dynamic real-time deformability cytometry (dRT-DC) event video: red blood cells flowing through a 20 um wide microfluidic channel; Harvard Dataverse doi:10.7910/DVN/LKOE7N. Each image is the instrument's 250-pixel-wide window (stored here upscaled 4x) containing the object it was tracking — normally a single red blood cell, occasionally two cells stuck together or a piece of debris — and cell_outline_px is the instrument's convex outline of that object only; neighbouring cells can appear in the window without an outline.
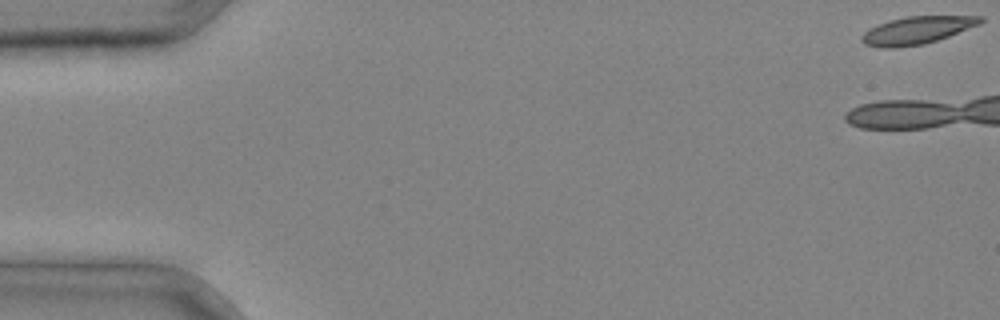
{"species": "common noctule bat (a hibernating species)", "species_latin": "Nyctalus noctula", "temperature_condition": "cold", "stored_images_in_passage": 4, "camera_frame_rate_fps": 3000, "um_per_image_px": 0.085, "animal": {"sex": "male", "body_mass_g": 20.4}, "frame": {"image": 1, "passage_image": 1, "time_ms": 0.0, "image_size_px": [1000, 320], "cell_outline_px": [[984, 20], [980, 24], [948, 36], [924, 44], [896, 48], [884, 48], [864, 44], [860, 40], [860, 36], [864, 32], [880, 24], [892, 20], [908, 16], [984, 16]], "centroid_in_image_um": [77.94, 2.58], "position_along_channel_um": 7.1, "area_um2": 18.84}}